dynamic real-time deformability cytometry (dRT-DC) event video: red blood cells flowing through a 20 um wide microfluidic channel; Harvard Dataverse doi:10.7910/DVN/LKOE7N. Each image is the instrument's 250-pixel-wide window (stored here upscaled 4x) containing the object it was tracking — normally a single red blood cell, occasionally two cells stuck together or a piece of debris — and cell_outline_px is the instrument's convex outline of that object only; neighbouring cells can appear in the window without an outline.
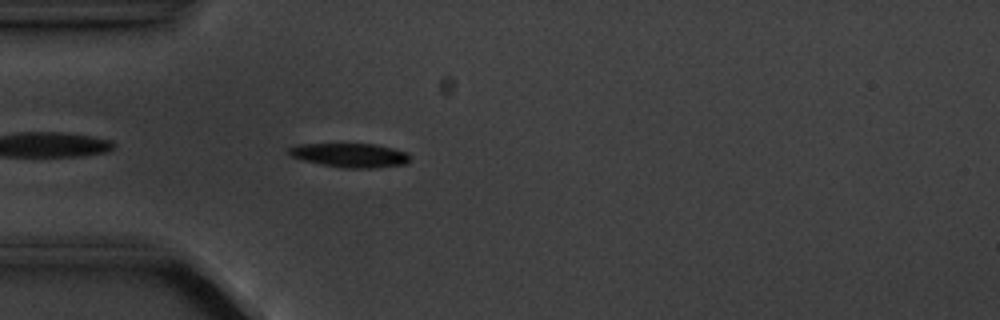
{"species": "common noctule bat (a hibernating species)", "species_latin": "Nyctalus noctula", "temperature_condition": "cold", "stored_images_in_passage": 3, "camera_frame_rate_fps": 3000, "um_per_image_px": 0.085, "animal": {"sex": "male", "body_mass_g": 20.1, "forearm_length_mm": 53.5}, "frame": {"image": 1, "passage_image": 3, "time_ms": 3.333, "image_size_px": [1000, 320], "cell_outline_px": [[412, 156], [408, 164], [372, 168], [340, 168], [304, 160], [292, 156], [288, 152], [288, 148], [300, 144], [376, 144], [408, 152]], "centroid_in_image_um": [29.83, 13.2], "position_along_channel_um": 55.2, "area_um2": 17.05}}